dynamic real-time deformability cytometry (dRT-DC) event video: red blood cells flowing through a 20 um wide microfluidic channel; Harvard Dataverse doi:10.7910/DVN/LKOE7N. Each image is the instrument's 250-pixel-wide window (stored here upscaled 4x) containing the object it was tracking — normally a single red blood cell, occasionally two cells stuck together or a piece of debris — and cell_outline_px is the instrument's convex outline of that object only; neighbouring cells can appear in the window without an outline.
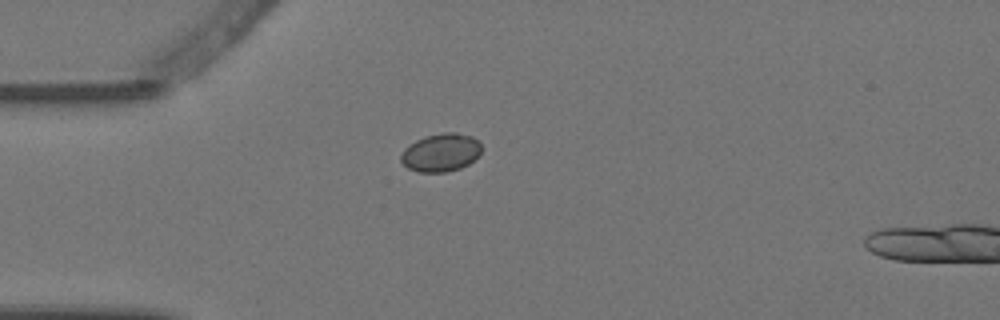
{"species": "Egyptian fruit bat (a non-hibernating species)", "species_latin": "Rousettus aegyptiacus", "temperature_condition": "warm", "stored_images_in_passage": 1, "camera_frame_rate_fps": 3000, "um_per_image_px": 0.085, "animal": {"sex": "female"}, "frame": {"image": 1, "passage_image": 1, "time_ms": 0.0, "image_size_px": [1000, 320], "cell_outline_px": [[480, 152], [468, 164], [460, 168], [444, 172], [416, 172], [408, 168], [400, 160], [400, 156], [404, 148], [416, 140], [424, 136], [444, 132], [456, 132], [472, 136], [480, 144]], "centroid_in_image_um": [37.43, 12.96], "position_along_channel_um": 47.6, "area_um2": 17.8}}